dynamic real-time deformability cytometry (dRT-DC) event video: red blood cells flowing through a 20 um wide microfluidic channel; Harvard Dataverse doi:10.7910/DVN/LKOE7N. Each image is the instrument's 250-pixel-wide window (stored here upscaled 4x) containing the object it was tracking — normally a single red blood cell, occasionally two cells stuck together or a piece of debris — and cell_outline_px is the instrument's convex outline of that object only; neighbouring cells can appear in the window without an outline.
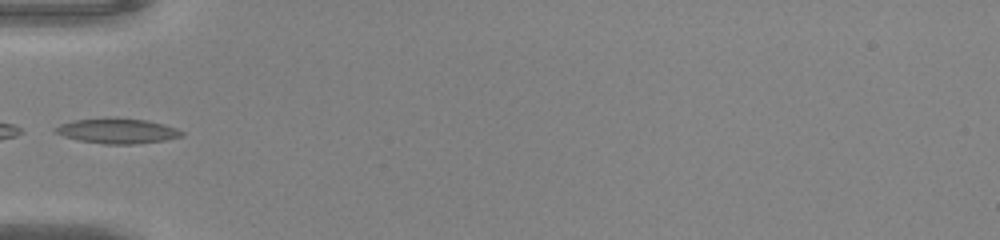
{"species": "common noctule bat (a hibernating species)", "species_latin": "Nyctalus noctula", "temperature_condition": "warm", "stored_images_in_passage": 32, "camera_frame_rate_fps": 3000, "um_per_image_px": 0.085, "animal": {"sex": "male", "body_mass_g": 20.0, "forearm_length_mm": 53.3}, "frame": {"image": 1, "passage_image": 1, "time_ms": 0.0, "image_size_px": [1000, 240], "cell_outline_px": [[184, 136], [164, 140], [132, 144], [104, 144], [80, 140], [64, 136], [52, 132], [52, 128], [60, 124], [72, 120], [148, 120], [164, 124], [176, 128], [184, 132]], "centroid_in_image_um": [9.97, 11.16], "position_along_channel_um": 75.0, "area_um2": 17.8}}
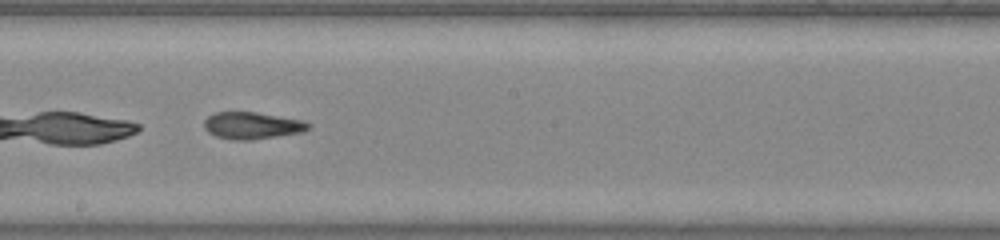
{"frame": {"image": 2, "passage_image": 12, "time_ms": 3.667, "image_size_px": [1000, 240], "cell_outline_px": [[312, 124], [308, 128], [300, 132], [252, 140], [232, 140], [216, 136], [208, 132], [204, 128], [204, 120], [208, 116], [216, 112], [256, 112], [304, 120]], "centroid_in_image_um": [21.41, 10.66], "position_along_channel_um": 226.8, "area_um2": 16.36}}
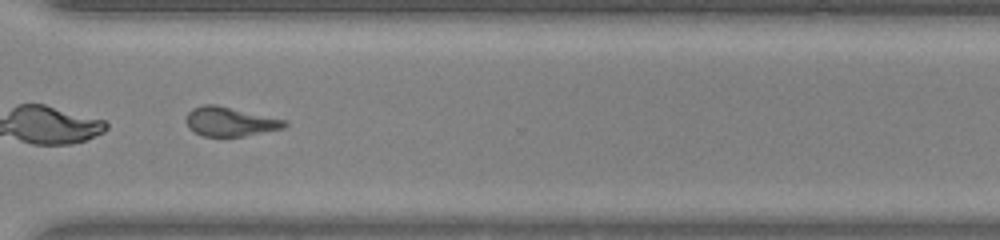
{"frame": {"image": 3, "passage_image": 21, "time_ms": 6.667, "image_size_px": [1000, 240], "cell_outline_px": [[288, 124], [284, 128], [244, 136], [204, 136], [188, 128], [188, 112], [192, 108], [204, 104], [216, 104], [288, 120]], "centroid_in_image_um": [19.6, 10.32], "position_along_channel_um": 351.0, "area_um2": 16.7}}